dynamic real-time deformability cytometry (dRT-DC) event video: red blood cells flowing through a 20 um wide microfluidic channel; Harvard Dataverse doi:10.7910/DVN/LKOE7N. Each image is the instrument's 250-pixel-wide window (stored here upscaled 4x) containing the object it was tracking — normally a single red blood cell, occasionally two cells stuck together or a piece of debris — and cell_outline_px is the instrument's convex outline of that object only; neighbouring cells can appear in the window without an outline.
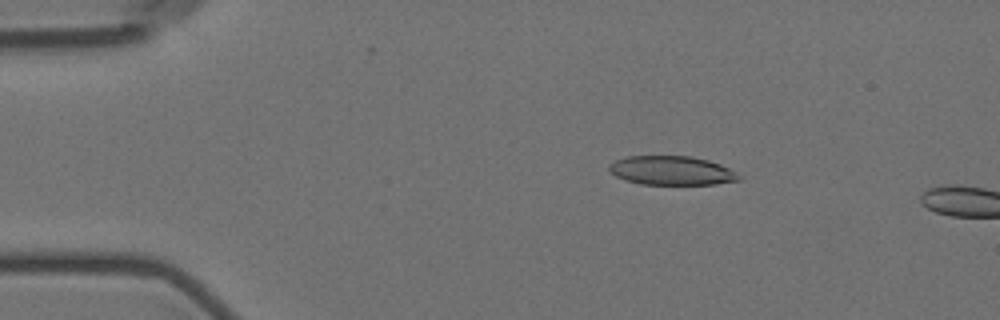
{"species": "Egyptian fruit bat (a non-hibernating species)", "species_latin": "Rousettus aegyptiacus", "temperature_condition": "room temperature", "stored_images_in_passage": 4, "camera_frame_rate_fps": 3000, "um_per_image_px": 0.085, "animal": {"sex": "female"}, "frame": {"image": 1, "passage_image": 2, "time_ms": 2.0, "image_size_px": [1000, 320], "cell_outline_px": [[744, 176], [740, 180], [716, 184], [640, 184], [624, 180], [616, 176], [608, 168], [608, 164], [616, 160], [628, 156], [692, 156], [708, 160], [720, 164]], "centroid_in_image_um": [57.11, 14.5], "position_along_channel_um": 27.9, "area_um2": 22.02}}